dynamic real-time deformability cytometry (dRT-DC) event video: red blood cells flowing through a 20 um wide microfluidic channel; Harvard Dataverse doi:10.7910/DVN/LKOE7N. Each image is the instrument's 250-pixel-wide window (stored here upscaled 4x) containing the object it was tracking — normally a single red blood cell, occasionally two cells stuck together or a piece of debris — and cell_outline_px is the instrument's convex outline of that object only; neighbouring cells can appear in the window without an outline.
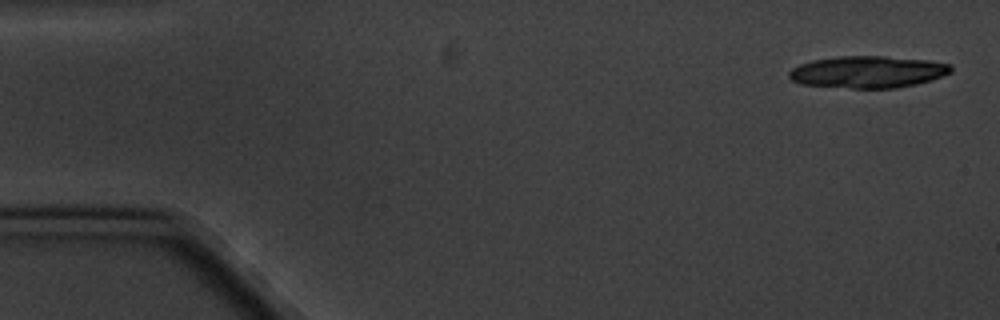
{"species": "common noctule bat (a hibernating species)", "species_latin": "Nyctalus noctula", "temperature_condition": "cold", "stored_images_in_passage": 6, "camera_frame_rate_fps": 3000, "um_per_image_px": 0.085, "animal": {"sex": "male", "body_mass_g": 20.1, "forearm_length_mm": 53.5}, "frame": {"image": 1, "passage_image": 1, "time_ms": 0.0, "image_size_px": [1000, 320], "cell_outline_px": [[952, 72], [932, 80], [916, 84], [896, 88], [852, 88], [800, 84], [792, 80], [788, 76], [788, 72], [792, 68], [800, 64], [812, 60], [836, 56], [888, 56], [928, 60], [952, 64]], "centroid_in_image_um": [73.78, 6.11], "position_along_channel_um": 11.2, "area_um2": 30.35}}